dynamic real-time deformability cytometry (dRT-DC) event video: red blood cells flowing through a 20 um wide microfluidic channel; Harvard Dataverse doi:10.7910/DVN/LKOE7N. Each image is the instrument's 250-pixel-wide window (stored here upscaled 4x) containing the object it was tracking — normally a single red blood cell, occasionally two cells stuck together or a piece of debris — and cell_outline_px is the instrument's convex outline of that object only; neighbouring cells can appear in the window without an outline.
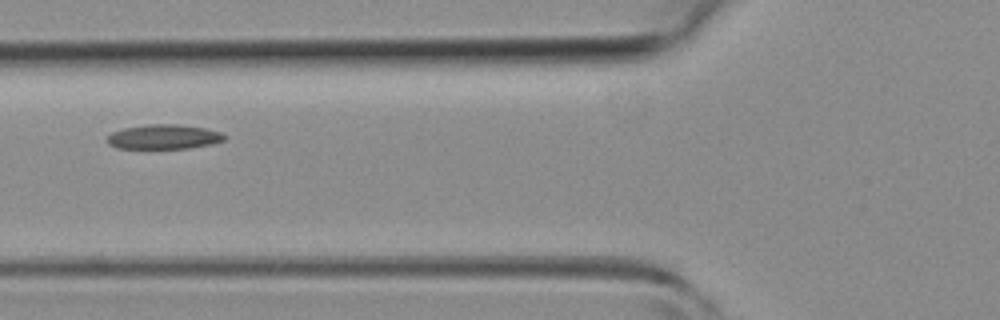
{"species": "common noctule bat (a hibernating species)", "species_latin": "Nyctalus noctula", "temperature_condition": "room temperature", "stored_images_in_passage": 32, "camera_frame_rate_fps": 3000, "um_per_image_px": 0.085, "animal": {"sex": "female", "body_mass_g": 19.3, "forearm_length_mm": 54.1}, "frame": {"image": 1, "passage_image": 4, "time_ms": 1.0, "image_size_px": [1000, 320], "cell_outline_px": [[224, 140], [212, 144], [188, 148], [116, 148], [108, 144], [108, 136], [112, 132], [124, 128], [148, 124], [180, 124], [204, 128], [220, 132], [224, 136]], "centroid_in_image_um": [13.91, 11.62], "position_along_channel_um": 111.9, "area_um2": 16.65}}
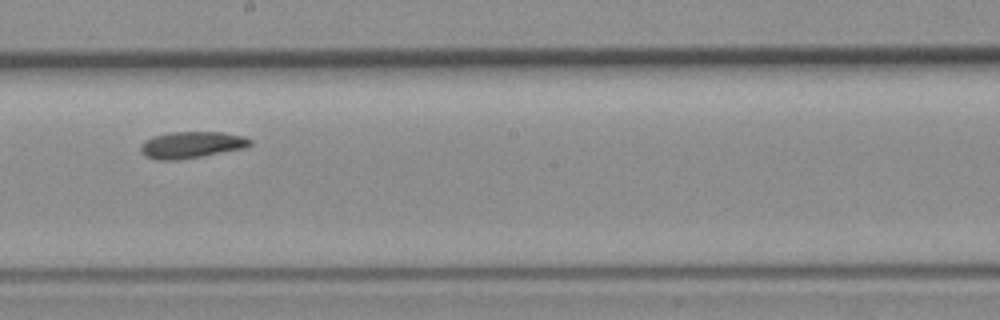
{"frame": {"image": 2, "passage_image": 12, "time_ms": 3.667, "image_size_px": [1000, 320], "cell_outline_px": [[252, 144], [244, 148], [200, 156], [176, 160], [160, 160], [148, 156], [140, 148], [144, 140], [152, 136], [172, 132], [224, 132], [244, 136], [252, 140]], "centroid_in_image_um": [16.31, 12.29], "position_along_channel_um": 231.9, "area_um2": 16.7}}
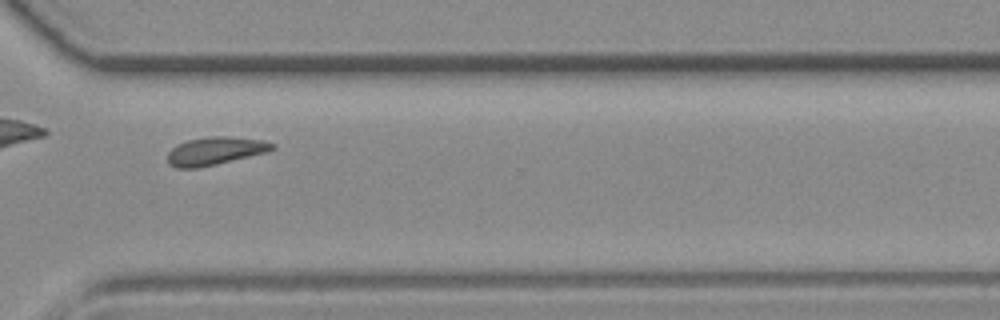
{"frame": {"image": 3, "passage_image": 20, "time_ms": 6.333, "image_size_px": [1000, 320], "cell_outline_px": [[276, 148], [268, 152], [216, 164], [196, 168], [176, 168], [168, 164], [168, 152], [176, 144], [188, 140], [208, 136], [228, 136], [264, 140], [276, 144]], "centroid_in_image_um": [18.31, 12.82], "position_along_channel_um": 352.3, "area_um2": 17.22}}